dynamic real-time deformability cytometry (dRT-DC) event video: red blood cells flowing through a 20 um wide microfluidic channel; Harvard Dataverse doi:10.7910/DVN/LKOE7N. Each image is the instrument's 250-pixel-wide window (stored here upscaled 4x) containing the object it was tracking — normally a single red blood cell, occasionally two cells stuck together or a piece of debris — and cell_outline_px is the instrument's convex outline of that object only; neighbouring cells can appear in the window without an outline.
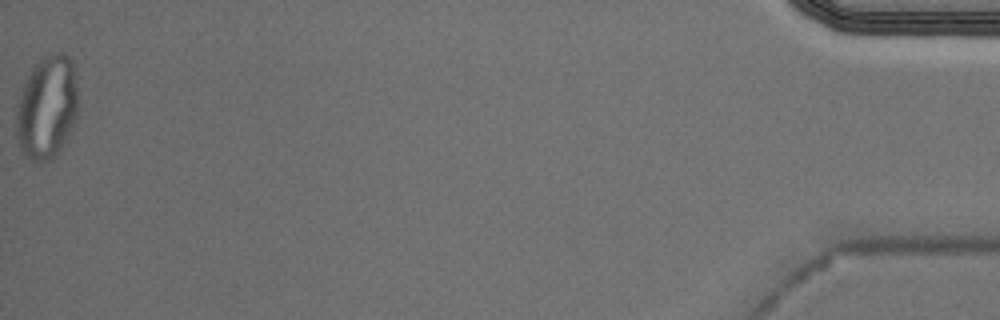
{"species": "Egyptian fruit bat (a non-hibernating species)", "species_latin": "Rousettus aegyptiacus", "temperature_condition": "cold", "stored_images_in_passage": 38, "camera_frame_rate_fps": 3000, "um_per_image_px": 0.085, "animal": {"sex": "male"}, "frame": {"image": 1, "passage_image": 38, "time_ms": 12.333, "image_size_px": [1000, 320], "cell_outline_px": [[76, 116], [68, 132], [56, 152], [48, 160], [32, 164], [24, 156], [20, 148], [16, 132], [16, 108], [24, 84], [32, 68], [44, 56], [60, 48], [72, 60], [76, 88]], "centroid_in_image_um": [3.95, 9.09], "position_along_channel_um": 431.3, "area_um2": 36.76}}